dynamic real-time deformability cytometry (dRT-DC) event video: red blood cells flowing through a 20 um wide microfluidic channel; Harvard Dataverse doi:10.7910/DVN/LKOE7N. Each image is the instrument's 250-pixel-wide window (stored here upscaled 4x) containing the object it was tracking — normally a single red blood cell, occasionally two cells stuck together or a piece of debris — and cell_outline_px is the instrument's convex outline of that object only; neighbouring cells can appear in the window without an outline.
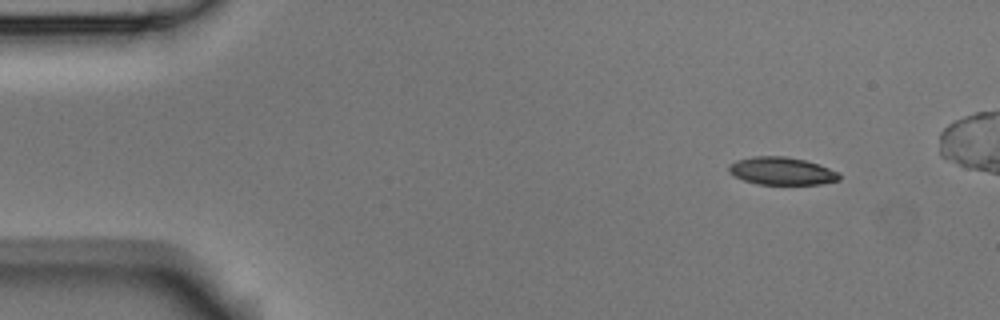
{"species": "Egyptian fruit bat (a non-hibernating species)", "species_latin": "Rousettus aegyptiacus", "temperature_condition": "room temperature", "stored_images_in_passage": 5, "camera_frame_rate_fps": 3000, "um_per_image_px": 0.085, "animal": {"sex": "male"}, "frame": {"image": 1, "passage_image": 1, "time_ms": 0.0, "image_size_px": [1000, 320], "cell_outline_px": [[840, 180], [820, 184], [760, 184], [744, 180], [728, 172], [728, 164], [736, 160], [752, 156], [784, 156], [804, 160], [840, 172]], "centroid_in_image_um": [66.43, 14.53], "position_along_channel_um": 18.6, "area_um2": 17.74}}